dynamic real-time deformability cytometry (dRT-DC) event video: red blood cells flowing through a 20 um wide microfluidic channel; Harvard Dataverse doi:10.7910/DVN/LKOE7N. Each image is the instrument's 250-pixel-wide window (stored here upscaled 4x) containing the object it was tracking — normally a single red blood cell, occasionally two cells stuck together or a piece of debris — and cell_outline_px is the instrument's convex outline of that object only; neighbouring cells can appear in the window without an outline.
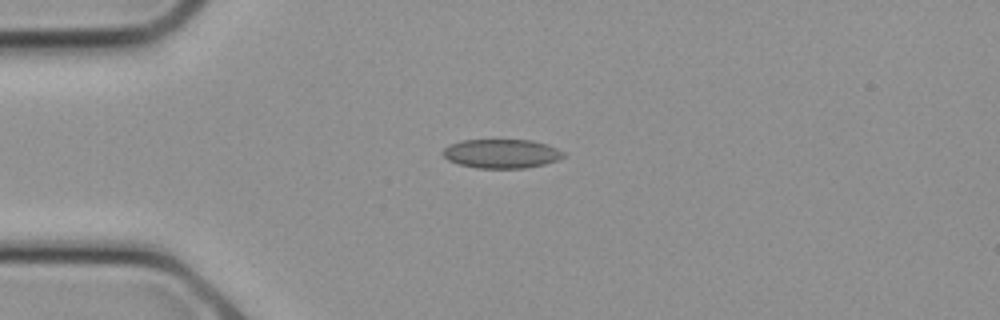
{"species": "common noctule bat (a hibernating species)", "species_latin": "Nyctalus noctula", "temperature_condition": "cold", "stored_images_in_passage": 9, "camera_frame_rate_fps": 3000, "um_per_image_px": 0.085, "animal": {"sex": "female", "body_mass_g": 21.9}, "frame": {"image": 1, "passage_image": 6, "time_ms": 1.667, "image_size_px": [1000, 320], "cell_outline_px": [[568, 156], [560, 160], [544, 164], [524, 168], [476, 168], [460, 164], [448, 160], [440, 152], [448, 144], [464, 140], [532, 140], [548, 144], [564, 152]], "centroid_in_image_um": [42.66, 13.06], "position_along_channel_um": 42.3, "area_um2": 20.63}}
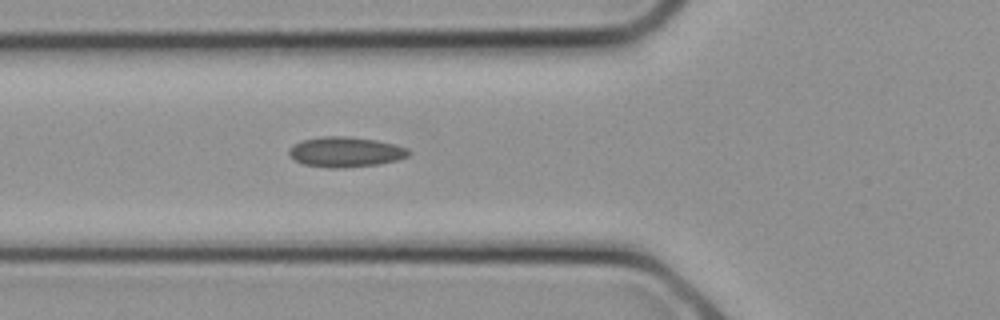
{"frame": {"image": 2, "passage_image": 9, "time_ms": 2.667, "image_size_px": [1000, 320], "cell_outline_px": [[412, 152], [408, 156], [396, 160], [380, 164], [340, 168], [328, 168], [304, 164], [288, 156], [288, 148], [292, 144], [304, 140], [324, 136], [348, 136], [376, 140], [408, 148]], "centroid_in_image_um": [29.35, 12.92], "position_along_channel_um": 96.5, "area_um2": 21.1}}